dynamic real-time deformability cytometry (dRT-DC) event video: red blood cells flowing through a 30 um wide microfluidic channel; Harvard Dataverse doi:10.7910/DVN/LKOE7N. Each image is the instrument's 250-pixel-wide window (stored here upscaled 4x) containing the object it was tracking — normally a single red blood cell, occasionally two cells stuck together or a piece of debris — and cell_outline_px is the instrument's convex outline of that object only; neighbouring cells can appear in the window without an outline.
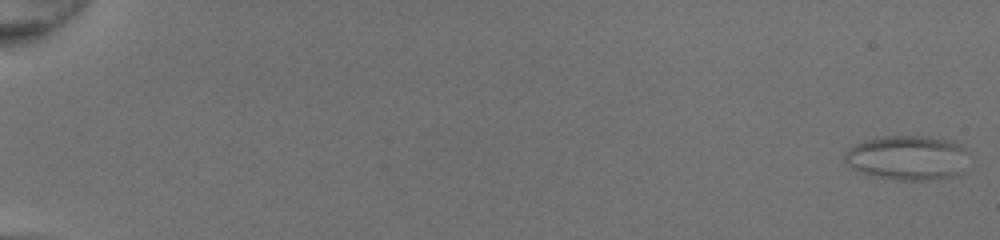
{"species": "common noctule bat (a hibernating species)", "species_latin": "Nyctalus noctula", "temperature_condition": "room temperature", "stored_images_in_passage": 51, "camera_frame_rate_fps": 3000, "um_per_image_px": 0.085, "animal": {"sex": "female", "body_mass_g": 20.0, "forearm_length_mm": 54.0}, "frame": {"image": 1, "passage_image": 1, "time_ms": 0.0, "image_size_px": [1000, 240], "cell_outline_px": [[972, 152], [964, 172], [956, 176], [936, 180], [896, 180], [872, 176], [852, 168], [844, 160], [844, 152], [848, 148], [864, 140], [884, 136], [928, 136], [952, 140], [960, 144]], "centroid_in_image_um": [77.24, 13.41], "position_along_channel_um": 7.8, "area_um2": 33.23}}
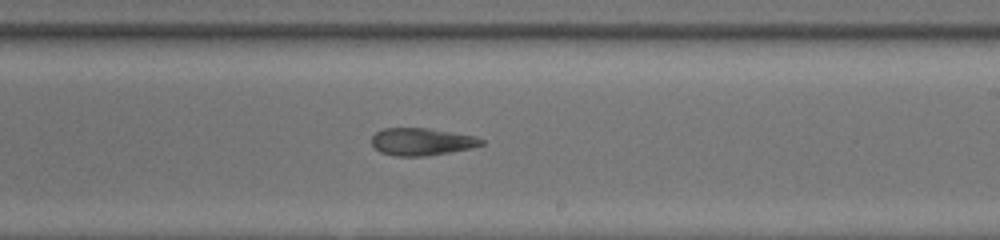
{"frame": {"image": 2, "passage_image": 33, "time_ms": 10.667, "image_size_px": [1000, 240], "cell_outline_px": [[484, 144], [472, 148], [424, 156], [392, 156], [380, 152], [372, 144], [372, 136], [376, 132], [384, 128], [428, 128], [476, 136], [484, 140]], "centroid_in_image_um": [35.85, 12.04], "position_along_channel_um": 253.2, "area_um2": 17.51}}
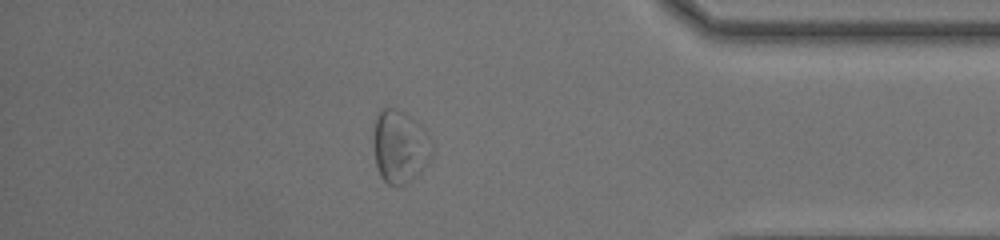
{"frame": {"image": 3, "passage_image": 45, "time_ms": 14.667, "image_size_px": [1000, 240], "cell_outline_px": [[432, 156], [420, 172], [404, 184], [388, 184], [380, 176], [376, 164], [372, 144], [372, 132], [376, 116], [380, 108], [396, 108], [432, 140]], "centroid_in_image_um": [33.92, 12.48], "position_along_channel_um": 401.3, "area_um2": 24.28}, "authors_computed_cell_mechanics": {"area_um2": 23.5246, "velocity_mm_per_s": 4.2689, "shape_relaxation_time_tau1_ms": null, "shape_relaxation_time_tau2_ms": 5.1491, "deformation_change_tau1": null, "deformation_change_tau2": 0.159}}